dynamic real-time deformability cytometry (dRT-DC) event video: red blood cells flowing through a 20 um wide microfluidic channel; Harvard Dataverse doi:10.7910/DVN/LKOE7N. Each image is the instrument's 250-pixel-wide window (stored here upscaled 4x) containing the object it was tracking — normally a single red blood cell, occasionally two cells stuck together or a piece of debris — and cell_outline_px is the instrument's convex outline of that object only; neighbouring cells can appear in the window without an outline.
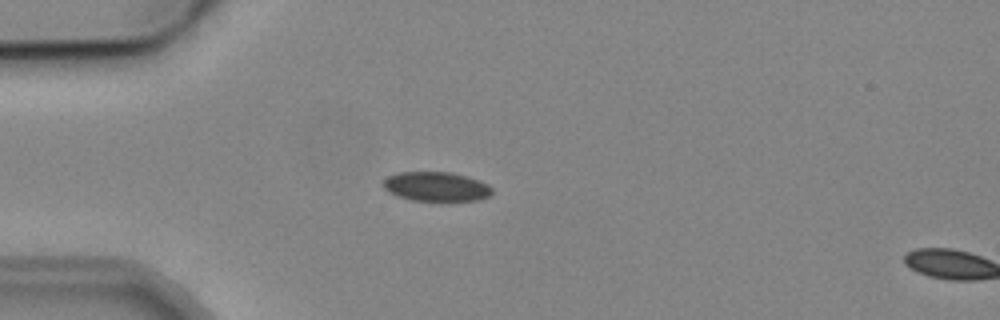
{"species": "common noctule bat (a hibernating species)", "species_latin": "Nyctalus noctula", "temperature_condition": "cold", "stored_images_in_passage": 4, "camera_frame_rate_fps": 3000, "um_per_image_px": 0.085, "animal": {"sex": "male", "body_mass_g": 19.2, "forearm_length_mm": 51.8}, "frame": {"image": 1, "passage_image": 3, "time_ms": 3.333, "image_size_px": [1000, 320], "cell_outline_px": [[492, 192], [488, 196], [480, 200], [412, 200], [396, 196], [388, 192], [384, 188], [384, 180], [388, 176], [396, 172], [452, 172], [468, 176], [488, 184], [492, 188]], "centroid_in_image_um": [37.07, 15.84], "position_along_channel_um": 47.9, "area_um2": 18.61}}